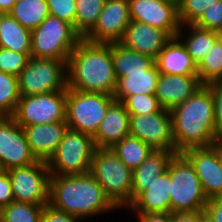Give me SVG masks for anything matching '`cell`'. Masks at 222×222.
<instances>
[{
  "instance_id": "1",
  "label": "cell",
  "mask_w": 222,
  "mask_h": 222,
  "mask_svg": "<svg viewBox=\"0 0 222 222\" xmlns=\"http://www.w3.org/2000/svg\"><path fill=\"white\" fill-rule=\"evenodd\" d=\"M170 113L176 153L211 147L219 137L215 126L214 101L206 85L171 109Z\"/></svg>"
},
{
  "instance_id": "2",
  "label": "cell",
  "mask_w": 222,
  "mask_h": 222,
  "mask_svg": "<svg viewBox=\"0 0 222 222\" xmlns=\"http://www.w3.org/2000/svg\"><path fill=\"white\" fill-rule=\"evenodd\" d=\"M68 88L114 95L117 79L112 60V43H93L82 38L67 62Z\"/></svg>"
},
{
  "instance_id": "3",
  "label": "cell",
  "mask_w": 222,
  "mask_h": 222,
  "mask_svg": "<svg viewBox=\"0 0 222 222\" xmlns=\"http://www.w3.org/2000/svg\"><path fill=\"white\" fill-rule=\"evenodd\" d=\"M49 204L80 219L117 208L90 172L50 175Z\"/></svg>"
},
{
  "instance_id": "4",
  "label": "cell",
  "mask_w": 222,
  "mask_h": 222,
  "mask_svg": "<svg viewBox=\"0 0 222 222\" xmlns=\"http://www.w3.org/2000/svg\"><path fill=\"white\" fill-rule=\"evenodd\" d=\"M90 173L117 208L132 203L133 170L111 148L95 149Z\"/></svg>"
},
{
  "instance_id": "5",
  "label": "cell",
  "mask_w": 222,
  "mask_h": 222,
  "mask_svg": "<svg viewBox=\"0 0 222 222\" xmlns=\"http://www.w3.org/2000/svg\"><path fill=\"white\" fill-rule=\"evenodd\" d=\"M81 39L72 25L49 14L31 30V57L68 60Z\"/></svg>"
},
{
  "instance_id": "6",
  "label": "cell",
  "mask_w": 222,
  "mask_h": 222,
  "mask_svg": "<svg viewBox=\"0 0 222 222\" xmlns=\"http://www.w3.org/2000/svg\"><path fill=\"white\" fill-rule=\"evenodd\" d=\"M167 170L171 175V213L204 211L208 199L190 161L176 153Z\"/></svg>"
},
{
  "instance_id": "7",
  "label": "cell",
  "mask_w": 222,
  "mask_h": 222,
  "mask_svg": "<svg viewBox=\"0 0 222 222\" xmlns=\"http://www.w3.org/2000/svg\"><path fill=\"white\" fill-rule=\"evenodd\" d=\"M95 149L91 135L68 128L56 152L47 161L50 175H79L90 172Z\"/></svg>"
},
{
  "instance_id": "8",
  "label": "cell",
  "mask_w": 222,
  "mask_h": 222,
  "mask_svg": "<svg viewBox=\"0 0 222 222\" xmlns=\"http://www.w3.org/2000/svg\"><path fill=\"white\" fill-rule=\"evenodd\" d=\"M114 100L112 95L67 88L66 123L68 128L93 136Z\"/></svg>"
},
{
  "instance_id": "9",
  "label": "cell",
  "mask_w": 222,
  "mask_h": 222,
  "mask_svg": "<svg viewBox=\"0 0 222 222\" xmlns=\"http://www.w3.org/2000/svg\"><path fill=\"white\" fill-rule=\"evenodd\" d=\"M67 62L68 60L30 57L26 67L18 75L20 95L31 96L67 90Z\"/></svg>"
},
{
  "instance_id": "10",
  "label": "cell",
  "mask_w": 222,
  "mask_h": 222,
  "mask_svg": "<svg viewBox=\"0 0 222 222\" xmlns=\"http://www.w3.org/2000/svg\"><path fill=\"white\" fill-rule=\"evenodd\" d=\"M67 90L21 96L12 116L22 128L66 121Z\"/></svg>"
},
{
  "instance_id": "11",
  "label": "cell",
  "mask_w": 222,
  "mask_h": 222,
  "mask_svg": "<svg viewBox=\"0 0 222 222\" xmlns=\"http://www.w3.org/2000/svg\"><path fill=\"white\" fill-rule=\"evenodd\" d=\"M14 201L33 205L49 204L50 171L47 161L38 160L26 166L8 170Z\"/></svg>"
},
{
  "instance_id": "12",
  "label": "cell",
  "mask_w": 222,
  "mask_h": 222,
  "mask_svg": "<svg viewBox=\"0 0 222 222\" xmlns=\"http://www.w3.org/2000/svg\"><path fill=\"white\" fill-rule=\"evenodd\" d=\"M130 135L154 150L175 152L170 110L162 109L150 115H130Z\"/></svg>"
},
{
  "instance_id": "13",
  "label": "cell",
  "mask_w": 222,
  "mask_h": 222,
  "mask_svg": "<svg viewBox=\"0 0 222 222\" xmlns=\"http://www.w3.org/2000/svg\"><path fill=\"white\" fill-rule=\"evenodd\" d=\"M37 161L24 129L12 116L0 117V169L8 171Z\"/></svg>"
},
{
  "instance_id": "14",
  "label": "cell",
  "mask_w": 222,
  "mask_h": 222,
  "mask_svg": "<svg viewBox=\"0 0 222 222\" xmlns=\"http://www.w3.org/2000/svg\"><path fill=\"white\" fill-rule=\"evenodd\" d=\"M131 20L148 24L176 37L181 24L178 2L172 0H129Z\"/></svg>"
},
{
  "instance_id": "15",
  "label": "cell",
  "mask_w": 222,
  "mask_h": 222,
  "mask_svg": "<svg viewBox=\"0 0 222 222\" xmlns=\"http://www.w3.org/2000/svg\"><path fill=\"white\" fill-rule=\"evenodd\" d=\"M131 21L129 0H106L94 28L84 37L93 43H117Z\"/></svg>"
},
{
  "instance_id": "16",
  "label": "cell",
  "mask_w": 222,
  "mask_h": 222,
  "mask_svg": "<svg viewBox=\"0 0 222 222\" xmlns=\"http://www.w3.org/2000/svg\"><path fill=\"white\" fill-rule=\"evenodd\" d=\"M193 165L207 199L222 197V166L217 151L191 148L182 153Z\"/></svg>"
},
{
  "instance_id": "17",
  "label": "cell",
  "mask_w": 222,
  "mask_h": 222,
  "mask_svg": "<svg viewBox=\"0 0 222 222\" xmlns=\"http://www.w3.org/2000/svg\"><path fill=\"white\" fill-rule=\"evenodd\" d=\"M171 39L172 37L166 31L131 20L119 43L155 60Z\"/></svg>"
},
{
  "instance_id": "18",
  "label": "cell",
  "mask_w": 222,
  "mask_h": 222,
  "mask_svg": "<svg viewBox=\"0 0 222 222\" xmlns=\"http://www.w3.org/2000/svg\"><path fill=\"white\" fill-rule=\"evenodd\" d=\"M202 86L198 75L160 73L155 96L163 109L171 110L190 98Z\"/></svg>"
},
{
  "instance_id": "19",
  "label": "cell",
  "mask_w": 222,
  "mask_h": 222,
  "mask_svg": "<svg viewBox=\"0 0 222 222\" xmlns=\"http://www.w3.org/2000/svg\"><path fill=\"white\" fill-rule=\"evenodd\" d=\"M130 114L121 101L114 100L92 136L96 148H112L117 142L130 135Z\"/></svg>"
},
{
  "instance_id": "20",
  "label": "cell",
  "mask_w": 222,
  "mask_h": 222,
  "mask_svg": "<svg viewBox=\"0 0 222 222\" xmlns=\"http://www.w3.org/2000/svg\"><path fill=\"white\" fill-rule=\"evenodd\" d=\"M32 153L38 160L48 161L68 129L66 121L38 124L23 128Z\"/></svg>"
},
{
  "instance_id": "21",
  "label": "cell",
  "mask_w": 222,
  "mask_h": 222,
  "mask_svg": "<svg viewBox=\"0 0 222 222\" xmlns=\"http://www.w3.org/2000/svg\"><path fill=\"white\" fill-rule=\"evenodd\" d=\"M180 32L181 27L176 37H173L160 51L155 59V64L161 74L198 75L196 63L180 41V38L183 37Z\"/></svg>"
},
{
  "instance_id": "22",
  "label": "cell",
  "mask_w": 222,
  "mask_h": 222,
  "mask_svg": "<svg viewBox=\"0 0 222 222\" xmlns=\"http://www.w3.org/2000/svg\"><path fill=\"white\" fill-rule=\"evenodd\" d=\"M171 175L167 170L159 175L130 204L137 213H169L171 212Z\"/></svg>"
},
{
  "instance_id": "23",
  "label": "cell",
  "mask_w": 222,
  "mask_h": 222,
  "mask_svg": "<svg viewBox=\"0 0 222 222\" xmlns=\"http://www.w3.org/2000/svg\"><path fill=\"white\" fill-rule=\"evenodd\" d=\"M176 152L153 150L145 161L133 170L132 201L148 188L159 175L167 171Z\"/></svg>"
},
{
  "instance_id": "24",
  "label": "cell",
  "mask_w": 222,
  "mask_h": 222,
  "mask_svg": "<svg viewBox=\"0 0 222 222\" xmlns=\"http://www.w3.org/2000/svg\"><path fill=\"white\" fill-rule=\"evenodd\" d=\"M159 77L156 64L147 71L126 73V76L117 79L113 97L122 102L127 96L134 94H155Z\"/></svg>"
},
{
  "instance_id": "25",
  "label": "cell",
  "mask_w": 222,
  "mask_h": 222,
  "mask_svg": "<svg viewBox=\"0 0 222 222\" xmlns=\"http://www.w3.org/2000/svg\"><path fill=\"white\" fill-rule=\"evenodd\" d=\"M112 60L116 79L126 73L147 71L155 64L152 57L128 49L119 42L112 43Z\"/></svg>"
},
{
  "instance_id": "26",
  "label": "cell",
  "mask_w": 222,
  "mask_h": 222,
  "mask_svg": "<svg viewBox=\"0 0 222 222\" xmlns=\"http://www.w3.org/2000/svg\"><path fill=\"white\" fill-rule=\"evenodd\" d=\"M0 47L19 53H31V30L5 14L0 22Z\"/></svg>"
},
{
  "instance_id": "27",
  "label": "cell",
  "mask_w": 222,
  "mask_h": 222,
  "mask_svg": "<svg viewBox=\"0 0 222 222\" xmlns=\"http://www.w3.org/2000/svg\"><path fill=\"white\" fill-rule=\"evenodd\" d=\"M23 27L33 30L50 14L46 0H17L8 13Z\"/></svg>"
},
{
  "instance_id": "28",
  "label": "cell",
  "mask_w": 222,
  "mask_h": 222,
  "mask_svg": "<svg viewBox=\"0 0 222 222\" xmlns=\"http://www.w3.org/2000/svg\"><path fill=\"white\" fill-rule=\"evenodd\" d=\"M111 149L131 170L138 168L154 150L137 137L131 135L124 137Z\"/></svg>"
},
{
  "instance_id": "29",
  "label": "cell",
  "mask_w": 222,
  "mask_h": 222,
  "mask_svg": "<svg viewBox=\"0 0 222 222\" xmlns=\"http://www.w3.org/2000/svg\"><path fill=\"white\" fill-rule=\"evenodd\" d=\"M187 27L190 28V35L187 36L186 41L181 42L198 66L217 41L218 32L202 29L195 25H188Z\"/></svg>"
},
{
  "instance_id": "30",
  "label": "cell",
  "mask_w": 222,
  "mask_h": 222,
  "mask_svg": "<svg viewBox=\"0 0 222 222\" xmlns=\"http://www.w3.org/2000/svg\"><path fill=\"white\" fill-rule=\"evenodd\" d=\"M106 0H76L75 31L84 38L96 25Z\"/></svg>"
},
{
  "instance_id": "31",
  "label": "cell",
  "mask_w": 222,
  "mask_h": 222,
  "mask_svg": "<svg viewBox=\"0 0 222 222\" xmlns=\"http://www.w3.org/2000/svg\"><path fill=\"white\" fill-rule=\"evenodd\" d=\"M20 97L18 76L0 71V117L13 116Z\"/></svg>"
},
{
  "instance_id": "32",
  "label": "cell",
  "mask_w": 222,
  "mask_h": 222,
  "mask_svg": "<svg viewBox=\"0 0 222 222\" xmlns=\"http://www.w3.org/2000/svg\"><path fill=\"white\" fill-rule=\"evenodd\" d=\"M197 74L202 85L222 81V46L218 41L197 66Z\"/></svg>"
},
{
  "instance_id": "33",
  "label": "cell",
  "mask_w": 222,
  "mask_h": 222,
  "mask_svg": "<svg viewBox=\"0 0 222 222\" xmlns=\"http://www.w3.org/2000/svg\"><path fill=\"white\" fill-rule=\"evenodd\" d=\"M44 206L13 201L3 207L0 222H40Z\"/></svg>"
},
{
  "instance_id": "34",
  "label": "cell",
  "mask_w": 222,
  "mask_h": 222,
  "mask_svg": "<svg viewBox=\"0 0 222 222\" xmlns=\"http://www.w3.org/2000/svg\"><path fill=\"white\" fill-rule=\"evenodd\" d=\"M122 103L130 115H150L163 109L155 94L130 95Z\"/></svg>"
},
{
  "instance_id": "35",
  "label": "cell",
  "mask_w": 222,
  "mask_h": 222,
  "mask_svg": "<svg viewBox=\"0 0 222 222\" xmlns=\"http://www.w3.org/2000/svg\"><path fill=\"white\" fill-rule=\"evenodd\" d=\"M218 0H178V17L183 26L194 25L208 7Z\"/></svg>"
},
{
  "instance_id": "36",
  "label": "cell",
  "mask_w": 222,
  "mask_h": 222,
  "mask_svg": "<svg viewBox=\"0 0 222 222\" xmlns=\"http://www.w3.org/2000/svg\"><path fill=\"white\" fill-rule=\"evenodd\" d=\"M30 57L31 53H19L0 47V71L18 76Z\"/></svg>"
},
{
  "instance_id": "37",
  "label": "cell",
  "mask_w": 222,
  "mask_h": 222,
  "mask_svg": "<svg viewBox=\"0 0 222 222\" xmlns=\"http://www.w3.org/2000/svg\"><path fill=\"white\" fill-rule=\"evenodd\" d=\"M49 13L72 25L75 30L76 0H46Z\"/></svg>"
},
{
  "instance_id": "38",
  "label": "cell",
  "mask_w": 222,
  "mask_h": 222,
  "mask_svg": "<svg viewBox=\"0 0 222 222\" xmlns=\"http://www.w3.org/2000/svg\"><path fill=\"white\" fill-rule=\"evenodd\" d=\"M194 25L206 30L222 31V0L208 7Z\"/></svg>"
},
{
  "instance_id": "39",
  "label": "cell",
  "mask_w": 222,
  "mask_h": 222,
  "mask_svg": "<svg viewBox=\"0 0 222 222\" xmlns=\"http://www.w3.org/2000/svg\"><path fill=\"white\" fill-rule=\"evenodd\" d=\"M206 86L210 89L214 101L216 131L222 136V81L212 82Z\"/></svg>"
},
{
  "instance_id": "40",
  "label": "cell",
  "mask_w": 222,
  "mask_h": 222,
  "mask_svg": "<svg viewBox=\"0 0 222 222\" xmlns=\"http://www.w3.org/2000/svg\"><path fill=\"white\" fill-rule=\"evenodd\" d=\"M80 218L52 207L44 205L40 222H78Z\"/></svg>"
},
{
  "instance_id": "41",
  "label": "cell",
  "mask_w": 222,
  "mask_h": 222,
  "mask_svg": "<svg viewBox=\"0 0 222 222\" xmlns=\"http://www.w3.org/2000/svg\"><path fill=\"white\" fill-rule=\"evenodd\" d=\"M14 201L12 185L8 171L0 170V209Z\"/></svg>"
},
{
  "instance_id": "42",
  "label": "cell",
  "mask_w": 222,
  "mask_h": 222,
  "mask_svg": "<svg viewBox=\"0 0 222 222\" xmlns=\"http://www.w3.org/2000/svg\"><path fill=\"white\" fill-rule=\"evenodd\" d=\"M204 212L215 222H222V197L209 199Z\"/></svg>"
},
{
  "instance_id": "43",
  "label": "cell",
  "mask_w": 222,
  "mask_h": 222,
  "mask_svg": "<svg viewBox=\"0 0 222 222\" xmlns=\"http://www.w3.org/2000/svg\"><path fill=\"white\" fill-rule=\"evenodd\" d=\"M203 211H186L172 213V222H202Z\"/></svg>"
},
{
  "instance_id": "44",
  "label": "cell",
  "mask_w": 222,
  "mask_h": 222,
  "mask_svg": "<svg viewBox=\"0 0 222 222\" xmlns=\"http://www.w3.org/2000/svg\"><path fill=\"white\" fill-rule=\"evenodd\" d=\"M140 222H172V213H138Z\"/></svg>"
},
{
  "instance_id": "45",
  "label": "cell",
  "mask_w": 222,
  "mask_h": 222,
  "mask_svg": "<svg viewBox=\"0 0 222 222\" xmlns=\"http://www.w3.org/2000/svg\"><path fill=\"white\" fill-rule=\"evenodd\" d=\"M17 0H0V11L8 14Z\"/></svg>"
},
{
  "instance_id": "46",
  "label": "cell",
  "mask_w": 222,
  "mask_h": 222,
  "mask_svg": "<svg viewBox=\"0 0 222 222\" xmlns=\"http://www.w3.org/2000/svg\"><path fill=\"white\" fill-rule=\"evenodd\" d=\"M212 147L217 151L222 166V136H219Z\"/></svg>"
},
{
  "instance_id": "47",
  "label": "cell",
  "mask_w": 222,
  "mask_h": 222,
  "mask_svg": "<svg viewBox=\"0 0 222 222\" xmlns=\"http://www.w3.org/2000/svg\"><path fill=\"white\" fill-rule=\"evenodd\" d=\"M202 222H215L214 220H212L204 211L202 214Z\"/></svg>"
},
{
  "instance_id": "48",
  "label": "cell",
  "mask_w": 222,
  "mask_h": 222,
  "mask_svg": "<svg viewBox=\"0 0 222 222\" xmlns=\"http://www.w3.org/2000/svg\"><path fill=\"white\" fill-rule=\"evenodd\" d=\"M217 41L221 44V46H222V31H219L218 32V39H217Z\"/></svg>"
},
{
  "instance_id": "49",
  "label": "cell",
  "mask_w": 222,
  "mask_h": 222,
  "mask_svg": "<svg viewBox=\"0 0 222 222\" xmlns=\"http://www.w3.org/2000/svg\"><path fill=\"white\" fill-rule=\"evenodd\" d=\"M4 15H5V13L0 11V22H1L2 18L4 17Z\"/></svg>"
}]
</instances>
